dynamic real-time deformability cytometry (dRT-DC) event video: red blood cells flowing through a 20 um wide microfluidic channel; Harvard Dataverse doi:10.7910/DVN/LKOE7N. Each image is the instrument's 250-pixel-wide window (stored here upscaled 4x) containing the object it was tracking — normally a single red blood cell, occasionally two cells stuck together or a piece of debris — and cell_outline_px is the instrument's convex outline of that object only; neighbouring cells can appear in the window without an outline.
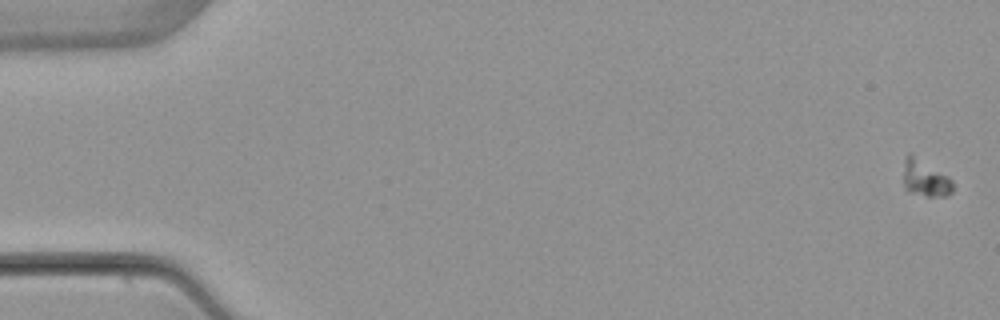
{"species": "common noctule bat (a hibernating species)", "species_latin": "Nyctalus noctula", "temperature_condition": "warm", "stored_images_in_passage": 7, "camera_frame_rate_fps": 3000, "um_per_image_px": 0.085, "animal": {"sex": "female", "body_mass_g": 22.7, "forearm_length_mm": 54.2}, "frame": {"image": 1, "passage_image": 1, "time_ms": 0.0, "image_size_px": [1000, 320], "cell_outline_px": [[952, 192], [948, 196], [924, 196], [908, 192], [904, 188], [904, 160], [908, 152], [912, 152], [948, 176], [952, 180]], "centroid_in_image_um": [78.62, 15.13], "position_along_channel_um": 6.4, "area_um2": 10.81}}
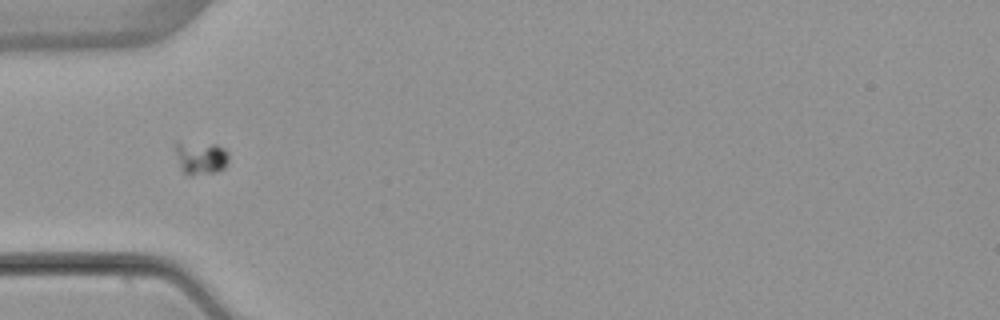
{"frame": {"image": 2, "passage_image": 6, "time_ms": 6.0, "image_size_px": [1000, 320], "cell_outline_px": [[228, 160], [224, 168], [216, 172], [188, 176], [180, 168], [176, 152], [176, 140], [216, 144], [224, 148], [228, 152]], "centroid_in_image_um": [17.05, 13.39], "position_along_channel_um": 67.9, "area_um2": 10.52}}